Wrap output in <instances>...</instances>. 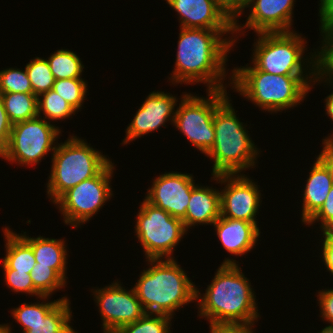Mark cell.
<instances>
[{"instance_id":"obj_10","label":"cell","mask_w":333,"mask_h":333,"mask_svg":"<svg viewBox=\"0 0 333 333\" xmlns=\"http://www.w3.org/2000/svg\"><path fill=\"white\" fill-rule=\"evenodd\" d=\"M112 161L96 176L86 179L64 192L53 204L59 208L63 221L78 228L94 217L112 198L111 180L114 173Z\"/></svg>"},{"instance_id":"obj_28","label":"cell","mask_w":333,"mask_h":333,"mask_svg":"<svg viewBox=\"0 0 333 333\" xmlns=\"http://www.w3.org/2000/svg\"><path fill=\"white\" fill-rule=\"evenodd\" d=\"M320 35L323 37L322 46L313 52V79L316 82L333 83V32Z\"/></svg>"},{"instance_id":"obj_15","label":"cell","mask_w":333,"mask_h":333,"mask_svg":"<svg viewBox=\"0 0 333 333\" xmlns=\"http://www.w3.org/2000/svg\"><path fill=\"white\" fill-rule=\"evenodd\" d=\"M178 99L180 98L164 91L150 92L136 111L133 120L131 119L132 122L128 124L121 144H130L137 138L157 131L161 126L166 127L165 123L169 120L173 125Z\"/></svg>"},{"instance_id":"obj_14","label":"cell","mask_w":333,"mask_h":333,"mask_svg":"<svg viewBox=\"0 0 333 333\" xmlns=\"http://www.w3.org/2000/svg\"><path fill=\"white\" fill-rule=\"evenodd\" d=\"M195 185L192 174L165 172L155 177L151 187L147 189L145 200L165 210L172 217L183 220Z\"/></svg>"},{"instance_id":"obj_38","label":"cell","mask_w":333,"mask_h":333,"mask_svg":"<svg viewBox=\"0 0 333 333\" xmlns=\"http://www.w3.org/2000/svg\"><path fill=\"white\" fill-rule=\"evenodd\" d=\"M320 33L333 32V0H319Z\"/></svg>"},{"instance_id":"obj_22","label":"cell","mask_w":333,"mask_h":333,"mask_svg":"<svg viewBox=\"0 0 333 333\" xmlns=\"http://www.w3.org/2000/svg\"><path fill=\"white\" fill-rule=\"evenodd\" d=\"M6 255L2 258V269H13L30 274L36 259L32 247L8 226L3 228Z\"/></svg>"},{"instance_id":"obj_6","label":"cell","mask_w":333,"mask_h":333,"mask_svg":"<svg viewBox=\"0 0 333 333\" xmlns=\"http://www.w3.org/2000/svg\"><path fill=\"white\" fill-rule=\"evenodd\" d=\"M82 138L69 135L58 143L51 154V170L47 182V195L54 203L64 192L80 182L98 175L111 160Z\"/></svg>"},{"instance_id":"obj_31","label":"cell","mask_w":333,"mask_h":333,"mask_svg":"<svg viewBox=\"0 0 333 333\" xmlns=\"http://www.w3.org/2000/svg\"><path fill=\"white\" fill-rule=\"evenodd\" d=\"M173 317L164 314H145L133 323L122 326L115 333H172Z\"/></svg>"},{"instance_id":"obj_17","label":"cell","mask_w":333,"mask_h":333,"mask_svg":"<svg viewBox=\"0 0 333 333\" xmlns=\"http://www.w3.org/2000/svg\"><path fill=\"white\" fill-rule=\"evenodd\" d=\"M177 15L179 27L209 30H234V24L214 0H165Z\"/></svg>"},{"instance_id":"obj_39","label":"cell","mask_w":333,"mask_h":333,"mask_svg":"<svg viewBox=\"0 0 333 333\" xmlns=\"http://www.w3.org/2000/svg\"><path fill=\"white\" fill-rule=\"evenodd\" d=\"M11 130L12 123L9 121L3 101L0 97V155L7 148Z\"/></svg>"},{"instance_id":"obj_24","label":"cell","mask_w":333,"mask_h":333,"mask_svg":"<svg viewBox=\"0 0 333 333\" xmlns=\"http://www.w3.org/2000/svg\"><path fill=\"white\" fill-rule=\"evenodd\" d=\"M71 302L61 300L40 322L30 326L25 333H77L70 321L72 320Z\"/></svg>"},{"instance_id":"obj_8","label":"cell","mask_w":333,"mask_h":333,"mask_svg":"<svg viewBox=\"0 0 333 333\" xmlns=\"http://www.w3.org/2000/svg\"><path fill=\"white\" fill-rule=\"evenodd\" d=\"M135 233L146 259H174L173 252L187 230L181 219L145 199L136 216Z\"/></svg>"},{"instance_id":"obj_12","label":"cell","mask_w":333,"mask_h":333,"mask_svg":"<svg viewBox=\"0 0 333 333\" xmlns=\"http://www.w3.org/2000/svg\"><path fill=\"white\" fill-rule=\"evenodd\" d=\"M122 285L117 280L104 288L92 289L101 315L103 333H115L122 326L133 323L146 314L134 288L128 290Z\"/></svg>"},{"instance_id":"obj_40","label":"cell","mask_w":333,"mask_h":333,"mask_svg":"<svg viewBox=\"0 0 333 333\" xmlns=\"http://www.w3.org/2000/svg\"><path fill=\"white\" fill-rule=\"evenodd\" d=\"M322 235V254L321 259L323 264L326 266V270L333 275V232L332 233H323Z\"/></svg>"},{"instance_id":"obj_19","label":"cell","mask_w":333,"mask_h":333,"mask_svg":"<svg viewBox=\"0 0 333 333\" xmlns=\"http://www.w3.org/2000/svg\"><path fill=\"white\" fill-rule=\"evenodd\" d=\"M220 216V190L196 184L192 188L186 217L182 220L186 230L198 224L212 225Z\"/></svg>"},{"instance_id":"obj_44","label":"cell","mask_w":333,"mask_h":333,"mask_svg":"<svg viewBox=\"0 0 333 333\" xmlns=\"http://www.w3.org/2000/svg\"><path fill=\"white\" fill-rule=\"evenodd\" d=\"M7 324H0V333H13L11 332L12 328L10 325Z\"/></svg>"},{"instance_id":"obj_20","label":"cell","mask_w":333,"mask_h":333,"mask_svg":"<svg viewBox=\"0 0 333 333\" xmlns=\"http://www.w3.org/2000/svg\"><path fill=\"white\" fill-rule=\"evenodd\" d=\"M304 187L301 221L306 223L324 204L333 185V177L326 165L316 157Z\"/></svg>"},{"instance_id":"obj_33","label":"cell","mask_w":333,"mask_h":333,"mask_svg":"<svg viewBox=\"0 0 333 333\" xmlns=\"http://www.w3.org/2000/svg\"><path fill=\"white\" fill-rule=\"evenodd\" d=\"M33 93V89L24 68H6L0 70V93Z\"/></svg>"},{"instance_id":"obj_1","label":"cell","mask_w":333,"mask_h":333,"mask_svg":"<svg viewBox=\"0 0 333 333\" xmlns=\"http://www.w3.org/2000/svg\"><path fill=\"white\" fill-rule=\"evenodd\" d=\"M228 34L232 36L223 37ZM234 35V30L180 27L175 67L169 78L170 82L175 85L203 83L207 84V91L227 90L226 83L224 86L228 75L226 62L230 49L237 41Z\"/></svg>"},{"instance_id":"obj_16","label":"cell","mask_w":333,"mask_h":333,"mask_svg":"<svg viewBox=\"0 0 333 333\" xmlns=\"http://www.w3.org/2000/svg\"><path fill=\"white\" fill-rule=\"evenodd\" d=\"M295 0H252L247 8L249 15L244 24L235 23V38L237 33L244 36L247 29L261 32H292L293 9ZM250 7V8H249ZM242 25V26H241ZM243 29V30H242ZM246 29V30H245ZM244 32V33H243Z\"/></svg>"},{"instance_id":"obj_26","label":"cell","mask_w":333,"mask_h":333,"mask_svg":"<svg viewBox=\"0 0 333 333\" xmlns=\"http://www.w3.org/2000/svg\"><path fill=\"white\" fill-rule=\"evenodd\" d=\"M46 59L55 80L81 78L85 68L81 58L67 49L56 50Z\"/></svg>"},{"instance_id":"obj_23","label":"cell","mask_w":333,"mask_h":333,"mask_svg":"<svg viewBox=\"0 0 333 333\" xmlns=\"http://www.w3.org/2000/svg\"><path fill=\"white\" fill-rule=\"evenodd\" d=\"M4 109L12 124L38 117L37 95L33 93H0Z\"/></svg>"},{"instance_id":"obj_30","label":"cell","mask_w":333,"mask_h":333,"mask_svg":"<svg viewBox=\"0 0 333 333\" xmlns=\"http://www.w3.org/2000/svg\"><path fill=\"white\" fill-rule=\"evenodd\" d=\"M25 69L30 79L33 94L38 96L53 88L55 78L52 75L47 59L37 56L26 64Z\"/></svg>"},{"instance_id":"obj_36","label":"cell","mask_w":333,"mask_h":333,"mask_svg":"<svg viewBox=\"0 0 333 333\" xmlns=\"http://www.w3.org/2000/svg\"><path fill=\"white\" fill-rule=\"evenodd\" d=\"M317 301L320 308V317L323 321L329 323L318 333H333V288L318 291Z\"/></svg>"},{"instance_id":"obj_46","label":"cell","mask_w":333,"mask_h":333,"mask_svg":"<svg viewBox=\"0 0 333 333\" xmlns=\"http://www.w3.org/2000/svg\"><path fill=\"white\" fill-rule=\"evenodd\" d=\"M247 4H249L252 0H244Z\"/></svg>"},{"instance_id":"obj_7","label":"cell","mask_w":333,"mask_h":333,"mask_svg":"<svg viewBox=\"0 0 333 333\" xmlns=\"http://www.w3.org/2000/svg\"><path fill=\"white\" fill-rule=\"evenodd\" d=\"M256 35L251 64L258 70L278 75H313V52L304 57L307 41L301 33L261 32Z\"/></svg>"},{"instance_id":"obj_34","label":"cell","mask_w":333,"mask_h":333,"mask_svg":"<svg viewBox=\"0 0 333 333\" xmlns=\"http://www.w3.org/2000/svg\"><path fill=\"white\" fill-rule=\"evenodd\" d=\"M4 282L12 292L25 293L39 298L42 296L33 286V281L30 274L25 272L16 271L13 269H3Z\"/></svg>"},{"instance_id":"obj_35","label":"cell","mask_w":333,"mask_h":333,"mask_svg":"<svg viewBox=\"0 0 333 333\" xmlns=\"http://www.w3.org/2000/svg\"><path fill=\"white\" fill-rule=\"evenodd\" d=\"M320 222V230L323 233L333 232V185L329 191L324 204L319 210L305 223L307 226H311L314 223Z\"/></svg>"},{"instance_id":"obj_37","label":"cell","mask_w":333,"mask_h":333,"mask_svg":"<svg viewBox=\"0 0 333 333\" xmlns=\"http://www.w3.org/2000/svg\"><path fill=\"white\" fill-rule=\"evenodd\" d=\"M216 6L233 23H239V17L243 15L247 3L244 0H214Z\"/></svg>"},{"instance_id":"obj_2","label":"cell","mask_w":333,"mask_h":333,"mask_svg":"<svg viewBox=\"0 0 333 333\" xmlns=\"http://www.w3.org/2000/svg\"><path fill=\"white\" fill-rule=\"evenodd\" d=\"M238 263L226 258L205 293L196 288L198 316L210 325L254 324L260 317L255 291Z\"/></svg>"},{"instance_id":"obj_11","label":"cell","mask_w":333,"mask_h":333,"mask_svg":"<svg viewBox=\"0 0 333 333\" xmlns=\"http://www.w3.org/2000/svg\"><path fill=\"white\" fill-rule=\"evenodd\" d=\"M61 131L39 116L12 124L7 148L0 157L20 166H34L49 152L54 153Z\"/></svg>"},{"instance_id":"obj_13","label":"cell","mask_w":333,"mask_h":333,"mask_svg":"<svg viewBox=\"0 0 333 333\" xmlns=\"http://www.w3.org/2000/svg\"><path fill=\"white\" fill-rule=\"evenodd\" d=\"M216 183L225 185L220 189L221 216L254 223L262 203L259 185L251 177L241 174H225L211 177ZM258 213V214H257Z\"/></svg>"},{"instance_id":"obj_41","label":"cell","mask_w":333,"mask_h":333,"mask_svg":"<svg viewBox=\"0 0 333 333\" xmlns=\"http://www.w3.org/2000/svg\"><path fill=\"white\" fill-rule=\"evenodd\" d=\"M255 324L245 325H209L210 333H254Z\"/></svg>"},{"instance_id":"obj_21","label":"cell","mask_w":333,"mask_h":333,"mask_svg":"<svg viewBox=\"0 0 333 333\" xmlns=\"http://www.w3.org/2000/svg\"><path fill=\"white\" fill-rule=\"evenodd\" d=\"M31 247L36 259L35 266H48L54 269L65 281L67 274L68 250L66 240L46 238L43 236L29 237L26 232L18 233Z\"/></svg>"},{"instance_id":"obj_3","label":"cell","mask_w":333,"mask_h":333,"mask_svg":"<svg viewBox=\"0 0 333 333\" xmlns=\"http://www.w3.org/2000/svg\"><path fill=\"white\" fill-rule=\"evenodd\" d=\"M249 65L234 67L228 85L260 110L272 114L293 109L311 91L313 75L271 74Z\"/></svg>"},{"instance_id":"obj_25","label":"cell","mask_w":333,"mask_h":333,"mask_svg":"<svg viewBox=\"0 0 333 333\" xmlns=\"http://www.w3.org/2000/svg\"><path fill=\"white\" fill-rule=\"evenodd\" d=\"M50 296H40L39 299L43 302L23 303L19 307L12 308L11 315L15 322L22 325V333L30 330V326L40 322L61 300H67L64 296L54 301H48ZM45 301V302H44Z\"/></svg>"},{"instance_id":"obj_27","label":"cell","mask_w":333,"mask_h":333,"mask_svg":"<svg viewBox=\"0 0 333 333\" xmlns=\"http://www.w3.org/2000/svg\"><path fill=\"white\" fill-rule=\"evenodd\" d=\"M37 105L38 116L44 118L47 122L64 121V119L76 114V110L53 89L38 95Z\"/></svg>"},{"instance_id":"obj_9","label":"cell","mask_w":333,"mask_h":333,"mask_svg":"<svg viewBox=\"0 0 333 333\" xmlns=\"http://www.w3.org/2000/svg\"><path fill=\"white\" fill-rule=\"evenodd\" d=\"M207 96L184 93L177 105L173 126L203 154L213 147L216 108L228 97L227 90H206ZM208 97V98H207Z\"/></svg>"},{"instance_id":"obj_42","label":"cell","mask_w":333,"mask_h":333,"mask_svg":"<svg viewBox=\"0 0 333 333\" xmlns=\"http://www.w3.org/2000/svg\"><path fill=\"white\" fill-rule=\"evenodd\" d=\"M322 145L323 149L317 157L326 165L333 177V142L326 137L323 138Z\"/></svg>"},{"instance_id":"obj_43","label":"cell","mask_w":333,"mask_h":333,"mask_svg":"<svg viewBox=\"0 0 333 333\" xmlns=\"http://www.w3.org/2000/svg\"><path fill=\"white\" fill-rule=\"evenodd\" d=\"M313 84H311L310 86V89L314 88L313 86L316 85V83H318V85H320V83H325L324 85H331L332 89H333V83H327L326 82H316L314 79H313ZM326 102L325 103V111H326V115H328V117L331 119V121H333V91L331 94L327 95V97L324 99Z\"/></svg>"},{"instance_id":"obj_5","label":"cell","mask_w":333,"mask_h":333,"mask_svg":"<svg viewBox=\"0 0 333 333\" xmlns=\"http://www.w3.org/2000/svg\"><path fill=\"white\" fill-rule=\"evenodd\" d=\"M229 98L228 96L214 113L215 140L213 147L205 155L214 162L212 176L241 174L246 169H254L260 156V150L248 135L247 125L239 121Z\"/></svg>"},{"instance_id":"obj_32","label":"cell","mask_w":333,"mask_h":333,"mask_svg":"<svg viewBox=\"0 0 333 333\" xmlns=\"http://www.w3.org/2000/svg\"><path fill=\"white\" fill-rule=\"evenodd\" d=\"M30 276L34 288L42 296H51L67 285V281H65L54 269L49 268L48 266H34Z\"/></svg>"},{"instance_id":"obj_29","label":"cell","mask_w":333,"mask_h":333,"mask_svg":"<svg viewBox=\"0 0 333 333\" xmlns=\"http://www.w3.org/2000/svg\"><path fill=\"white\" fill-rule=\"evenodd\" d=\"M88 82L83 78L55 80L53 90L65 99L77 112L87 98Z\"/></svg>"},{"instance_id":"obj_45","label":"cell","mask_w":333,"mask_h":333,"mask_svg":"<svg viewBox=\"0 0 333 333\" xmlns=\"http://www.w3.org/2000/svg\"><path fill=\"white\" fill-rule=\"evenodd\" d=\"M329 135L327 137L333 142V131H332V134L330 133Z\"/></svg>"},{"instance_id":"obj_18","label":"cell","mask_w":333,"mask_h":333,"mask_svg":"<svg viewBox=\"0 0 333 333\" xmlns=\"http://www.w3.org/2000/svg\"><path fill=\"white\" fill-rule=\"evenodd\" d=\"M212 225L223 248L231 256L246 255L256 246L261 233L254 223L222 216Z\"/></svg>"},{"instance_id":"obj_4","label":"cell","mask_w":333,"mask_h":333,"mask_svg":"<svg viewBox=\"0 0 333 333\" xmlns=\"http://www.w3.org/2000/svg\"><path fill=\"white\" fill-rule=\"evenodd\" d=\"M146 261L149 267L141 271L133 288L147 314L174 317L184 305L196 301L197 287L175 258Z\"/></svg>"}]
</instances>
